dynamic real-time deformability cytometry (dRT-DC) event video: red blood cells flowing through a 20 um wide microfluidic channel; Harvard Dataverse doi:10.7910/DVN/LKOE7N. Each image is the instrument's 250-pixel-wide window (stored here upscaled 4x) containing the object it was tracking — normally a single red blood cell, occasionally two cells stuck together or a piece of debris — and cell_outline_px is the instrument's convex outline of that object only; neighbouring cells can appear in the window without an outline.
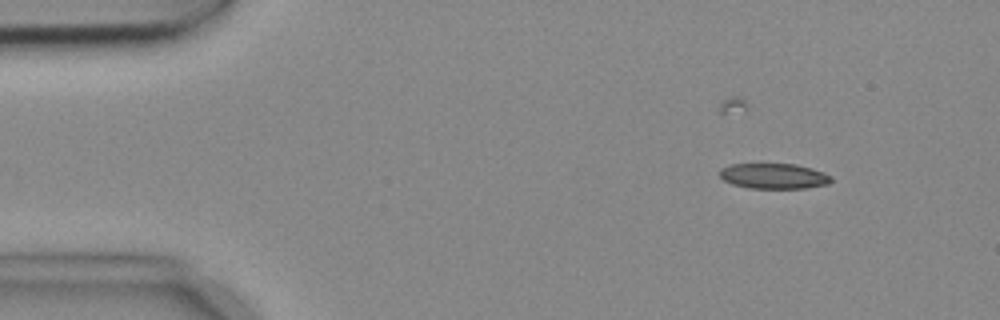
{"species": "common noctule bat (a hibernating species)", "species_latin": "Nyctalus noctula", "temperature_condition": "cold", "stored_images_in_passage": 8, "camera_frame_rate_fps": 3000, "um_per_image_px": 0.085, "animal": {"sex": "female", "body_mass_g": 18.4}, "frame": {"image": 1, "passage_image": 3, "time_ms": 0.667, "image_size_px": [1000, 320], "cell_outline_px": [[832, 180], [828, 184], [804, 188], [748, 188], [732, 184], [724, 180], [720, 176], [720, 168], [732, 164], [796, 164], [812, 168], [832, 176]], "centroid_in_image_um": [65.77, 14.96], "position_along_channel_um": 19.2, "area_um2": 16.47}}
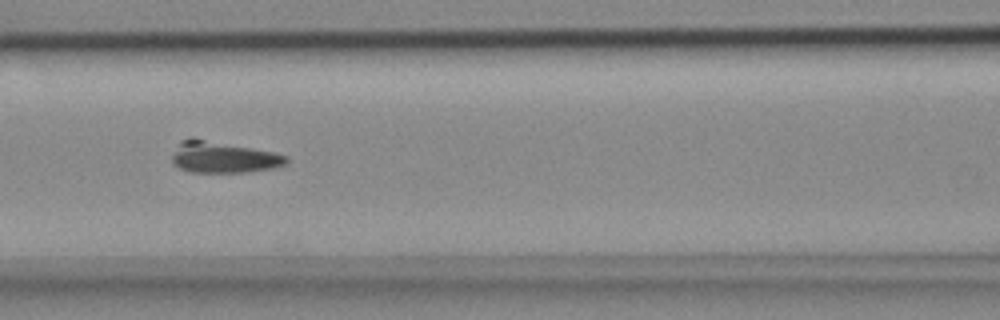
{"frame": {"image": 2, "passage_image": 8, "time_ms": 2.333, "image_size_px": [1000, 320], "cell_outline_px": [[288, 164], [272, 168], [244, 172], [188, 172], [180, 168], [172, 160], [172, 156], [180, 140], [192, 136], [272, 152], [288, 156]], "centroid_in_image_um": [18.95, 13.34], "position_along_channel_um": 147.6, "area_um2": 20.92}}